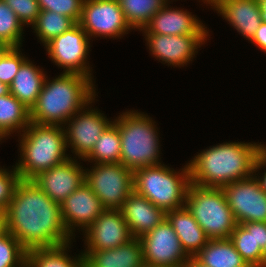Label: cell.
I'll use <instances>...</instances> for the list:
<instances>
[{"label": "cell", "instance_id": "obj_1", "mask_svg": "<svg viewBox=\"0 0 266 267\" xmlns=\"http://www.w3.org/2000/svg\"><path fill=\"white\" fill-rule=\"evenodd\" d=\"M3 215L6 231L26 250L74 241L65 228L60 204L43 192L34 180L19 181Z\"/></svg>", "mask_w": 266, "mask_h": 267}, {"label": "cell", "instance_id": "obj_2", "mask_svg": "<svg viewBox=\"0 0 266 267\" xmlns=\"http://www.w3.org/2000/svg\"><path fill=\"white\" fill-rule=\"evenodd\" d=\"M259 142L228 141L207 147L187 163L190 181L202 187L222 188L253 175L260 158Z\"/></svg>", "mask_w": 266, "mask_h": 267}, {"label": "cell", "instance_id": "obj_3", "mask_svg": "<svg viewBox=\"0 0 266 267\" xmlns=\"http://www.w3.org/2000/svg\"><path fill=\"white\" fill-rule=\"evenodd\" d=\"M95 82L88 76L63 73L46 76L38 99L30 109L31 122L44 125L64 126L96 95Z\"/></svg>", "mask_w": 266, "mask_h": 267}, {"label": "cell", "instance_id": "obj_4", "mask_svg": "<svg viewBox=\"0 0 266 267\" xmlns=\"http://www.w3.org/2000/svg\"><path fill=\"white\" fill-rule=\"evenodd\" d=\"M18 136L20 156L15 168L21 179L33 180L70 158L62 126L31 122Z\"/></svg>", "mask_w": 266, "mask_h": 267}, {"label": "cell", "instance_id": "obj_5", "mask_svg": "<svg viewBox=\"0 0 266 267\" xmlns=\"http://www.w3.org/2000/svg\"><path fill=\"white\" fill-rule=\"evenodd\" d=\"M121 137L119 163L132 171L162 163L157 122L145 112L126 110L115 117Z\"/></svg>", "mask_w": 266, "mask_h": 267}, {"label": "cell", "instance_id": "obj_6", "mask_svg": "<svg viewBox=\"0 0 266 267\" xmlns=\"http://www.w3.org/2000/svg\"><path fill=\"white\" fill-rule=\"evenodd\" d=\"M190 183L188 163L179 171L164 162L133 171L134 191L165 212L185 206Z\"/></svg>", "mask_w": 266, "mask_h": 267}, {"label": "cell", "instance_id": "obj_7", "mask_svg": "<svg viewBox=\"0 0 266 267\" xmlns=\"http://www.w3.org/2000/svg\"><path fill=\"white\" fill-rule=\"evenodd\" d=\"M185 206L209 239L230 238L237 225L221 188L190 183Z\"/></svg>", "mask_w": 266, "mask_h": 267}, {"label": "cell", "instance_id": "obj_8", "mask_svg": "<svg viewBox=\"0 0 266 267\" xmlns=\"http://www.w3.org/2000/svg\"><path fill=\"white\" fill-rule=\"evenodd\" d=\"M84 181L100 199L104 209L119 210L134 191L133 171L121 163L85 167Z\"/></svg>", "mask_w": 266, "mask_h": 267}, {"label": "cell", "instance_id": "obj_9", "mask_svg": "<svg viewBox=\"0 0 266 267\" xmlns=\"http://www.w3.org/2000/svg\"><path fill=\"white\" fill-rule=\"evenodd\" d=\"M91 39L77 23L68 31L53 38L44 48L54 65L63 69V73H75L88 76L94 82L93 67L88 61Z\"/></svg>", "mask_w": 266, "mask_h": 267}, {"label": "cell", "instance_id": "obj_10", "mask_svg": "<svg viewBox=\"0 0 266 267\" xmlns=\"http://www.w3.org/2000/svg\"><path fill=\"white\" fill-rule=\"evenodd\" d=\"M97 96L83 109L75 113L63 126L69 156L83 160L93 149L104 130L114 121L98 110L93 104L98 101ZM93 103V104H92Z\"/></svg>", "mask_w": 266, "mask_h": 267}, {"label": "cell", "instance_id": "obj_11", "mask_svg": "<svg viewBox=\"0 0 266 267\" xmlns=\"http://www.w3.org/2000/svg\"><path fill=\"white\" fill-rule=\"evenodd\" d=\"M78 24L90 39H121L132 32L118 0H84Z\"/></svg>", "mask_w": 266, "mask_h": 267}, {"label": "cell", "instance_id": "obj_12", "mask_svg": "<svg viewBox=\"0 0 266 267\" xmlns=\"http://www.w3.org/2000/svg\"><path fill=\"white\" fill-rule=\"evenodd\" d=\"M149 53L168 67H184L195 59L211 35H160L142 33Z\"/></svg>", "mask_w": 266, "mask_h": 267}, {"label": "cell", "instance_id": "obj_13", "mask_svg": "<svg viewBox=\"0 0 266 267\" xmlns=\"http://www.w3.org/2000/svg\"><path fill=\"white\" fill-rule=\"evenodd\" d=\"M139 239L146 267H181L189 257L166 218Z\"/></svg>", "mask_w": 266, "mask_h": 267}, {"label": "cell", "instance_id": "obj_14", "mask_svg": "<svg viewBox=\"0 0 266 267\" xmlns=\"http://www.w3.org/2000/svg\"><path fill=\"white\" fill-rule=\"evenodd\" d=\"M237 224L266 222V194L252 175L221 188Z\"/></svg>", "mask_w": 266, "mask_h": 267}, {"label": "cell", "instance_id": "obj_15", "mask_svg": "<svg viewBox=\"0 0 266 267\" xmlns=\"http://www.w3.org/2000/svg\"><path fill=\"white\" fill-rule=\"evenodd\" d=\"M84 250L113 249L129 242L133 237L120 210L105 209L82 233Z\"/></svg>", "mask_w": 266, "mask_h": 267}, {"label": "cell", "instance_id": "obj_16", "mask_svg": "<svg viewBox=\"0 0 266 267\" xmlns=\"http://www.w3.org/2000/svg\"><path fill=\"white\" fill-rule=\"evenodd\" d=\"M60 209L65 228L74 240L75 232L83 233L105 210L85 181L60 204Z\"/></svg>", "mask_w": 266, "mask_h": 267}, {"label": "cell", "instance_id": "obj_17", "mask_svg": "<svg viewBox=\"0 0 266 267\" xmlns=\"http://www.w3.org/2000/svg\"><path fill=\"white\" fill-rule=\"evenodd\" d=\"M79 160V161H78ZM82 160L68 158L47 171L41 172L33 180L53 201L61 204L85 180V166Z\"/></svg>", "mask_w": 266, "mask_h": 267}, {"label": "cell", "instance_id": "obj_18", "mask_svg": "<svg viewBox=\"0 0 266 267\" xmlns=\"http://www.w3.org/2000/svg\"><path fill=\"white\" fill-rule=\"evenodd\" d=\"M167 2L157 11L140 33L160 35H210V29L197 15L180 7H172Z\"/></svg>", "mask_w": 266, "mask_h": 267}, {"label": "cell", "instance_id": "obj_19", "mask_svg": "<svg viewBox=\"0 0 266 267\" xmlns=\"http://www.w3.org/2000/svg\"><path fill=\"white\" fill-rule=\"evenodd\" d=\"M133 238H140L166 218V212L133 191L119 209Z\"/></svg>", "mask_w": 266, "mask_h": 267}, {"label": "cell", "instance_id": "obj_20", "mask_svg": "<svg viewBox=\"0 0 266 267\" xmlns=\"http://www.w3.org/2000/svg\"><path fill=\"white\" fill-rule=\"evenodd\" d=\"M212 10L248 41L262 23L257 0H220Z\"/></svg>", "mask_w": 266, "mask_h": 267}, {"label": "cell", "instance_id": "obj_21", "mask_svg": "<svg viewBox=\"0 0 266 267\" xmlns=\"http://www.w3.org/2000/svg\"><path fill=\"white\" fill-rule=\"evenodd\" d=\"M81 253L84 267H146L139 238H132L126 244L113 249Z\"/></svg>", "mask_w": 266, "mask_h": 267}, {"label": "cell", "instance_id": "obj_22", "mask_svg": "<svg viewBox=\"0 0 266 267\" xmlns=\"http://www.w3.org/2000/svg\"><path fill=\"white\" fill-rule=\"evenodd\" d=\"M166 219L188 256H195L209 241L206 233L186 206L166 211Z\"/></svg>", "mask_w": 266, "mask_h": 267}, {"label": "cell", "instance_id": "obj_23", "mask_svg": "<svg viewBox=\"0 0 266 267\" xmlns=\"http://www.w3.org/2000/svg\"><path fill=\"white\" fill-rule=\"evenodd\" d=\"M46 76L42 67L27 59L9 86L10 93L30 110L38 99Z\"/></svg>", "mask_w": 266, "mask_h": 267}, {"label": "cell", "instance_id": "obj_24", "mask_svg": "<svg viewBox=\"0 0 266 267\" xmlns=\"http://www.w3.org/2000/svg\"><path fill=\"white\" fill-rule=\"evenodd\" d=\"M73 242L75 241L53 247L27 250L26 265L28 267H83L81 252L75 256L69 254Z\"/></svg>", "mask_w": 266, "mask_h": 267}, {"label": "cell", "instance_id": "obj_25", "mask_svg": "<svg viewBox=\"0 0 266 267\" xmlns=\"http://www.w3.org/2000/svg\"><path fill=\"white\" fill-rule=\"evenodd\" d=\"M195 257L210 267H249L229 238L209 239Z\"/></svg>", "mask_w": 266, "mask_h": 267}, {"label": "cell", "instance_id": "obj_26", "mask_svg": "<svg viewBox=\"0 0 266 267\" xmlns=\"http://www.w3.org/2000/svg\"><path fill=\"white\" fill-rule=\"evenodd\" d=\"M31 123L30 110L11 93L0 96V131L10 138L21 134Z\"/></svg>", "mask_w": 266, "mask_h": 267}, {"label": "cell", "instance_id": "obj_27", "mask_svg": "<svg viewBox=\"0 0 266 267\" xmlns=\"http://www.w3.org/2000/svg\"><path fill=\"white\" fill-rule=\"evenodd\" d=\"M121 137L118 125L113 121L100 135L91 152L83 161L91 164L119 163Z\"/></svg>", "mask_w": 266, "mask_h": 267}, {"label": "cell", "instance_id": "obj_28", "mask_svg": "<svg viewBox=\"0 0 266 267\" xmlns=\"http://www.w3.org/2000/svg\"><path fill=\"white\" fill-rule=\"evenodd\" d=\"M229 239L249 267H261L264 251L256 245L254 222L237 224Z\"/></svg>", "mask_w": 266, "mask_h": 267}, {"label": "cell", "instance_id": "obj_29", "mask_svg": "<svg viewBox=\"0 0 266 267\" xmlns=\"http://www.w3.org/2000/svg\"><path fill=\"white\" fill-rule=\"evenodd\" d=\"M76 24L72 18L65 15L48 10H40V14L31 29L34 30L33 32L39 40L38 42L45 46L53 38L68 31Z\"/></svg>", "mask_w": 266, "mask_h": 267}, {"label": "cell", "instance_id": "obj_30", "mask_svg": "<svg viewBox=\"0 0 266 267\" xmlns=\"http://www.w3.org/2000/svg\"><path fill=\"white\" fill-rule=\"evenodd\" d=\"M127 23L134 31H140L166 0H118Z\"/></svg>", "mask_w": 266, "mask_h": 267}, {"label": "cell", "instance_id": "obj_31", "mask_svg": "<svg viewBox=\"0 0 266 267\" xmlns=\"http://www.w3.org/2000/svg\"><path fill=\"white\" fill-rule=\"evenodd\" d=\"M24 26L4 0H0V40L9 47H22Z\"/></svg>", "mask_w": 266, "mask_h": 267}, {"label": "cell", "instance_id": "obj_32", "mask_svg": "<svg viewBox=\"0 0 266 267\" xmlns=\"http://www.w3.org/2000/svg\"><path fill=\"white\" fill-rule=\"evenodd\" d=\"M27 250L9 232L0 236V267H24Z\"/></svg>", "mask_w": 266, "mask_h": 267}, {"label": "cell", "instance_id": "obj_33", "mask_svg": "<svg viewBox=\"0 0 266 267\" xmlns=\"http://www.w3.org/2000/svg\"><path fill=\"white\" fill-rule=\"evenodd\" d=\"M27 59L21 47H9L0 57V81L10 86L20 66Z\"/></svg>", "mask_w": 266, "mask_h": 267}, {"label": "cell", "instance_id": "obj_34", "mask_svg": "<svg viewBox=\"0 0 266 267\" xmlns=\"http://www.w3.org/2000/svg\"><path fill=\"white\" fill-rule=\"evenodd\" d=\"M8 169L0 165V214H4L14 196L15 189L21 180L15 166Z\"/></svg>", "mask_w": 266, "mask_h": 267}, {"label": "cell", "instance_id": "obj_35", "mask_svg": "<svg viewBox=\"0 0 266 267\" xmlns=\"http://www.w3.org/2000/svg\"><path fill=\"white\" fill-rule=\"evenodd\" d=\"M40 10H48L79 22L84 0H37Z\"/></svg>", "mask_w": 266, "mask_h": 267}, {"label": "cell", "instance_id": "obj_36", "mask_svg": "<svg viewBox=\"0 0 266 267\" xmlns=\"http://www.w3.org/2000/svg\"><path fill=\"white\" fill-rule=\"evenodd\" d=\"M7 5L15 12L19 21L24 27H31L40 14L39 3L37 0H4Z\"/></svg>", "mask_w": 266, "mask_h": 267}, {"label": "cell", "instance_id": "obj_37", "mask_svg": "<svg viewBox=\"0 0 266 267\" xmlns=\"http://www.w3.org/2000/svg\"><path fill=\"white\" fill-rule=\"evenodd\" d=\"M249 42L258 47L257 49H260L261 52L263 51L266 54V23H261V25L256 30L255 35Z\"/></svg>", "mask_w": 266, "mask_h": 267}, {"label": "cell", "instance_id": "obj_38", "mask_svg": "<svg viewBox=\"0 0 266 267\" xmlns=\"http://www.w3.org/2000/svg\"><path fill=\"white\" fill-rule=\"evenodd\" d=\"M254 239L256 245H260V248L266 250V222H254Z\"/></svg>", "mask_w": 266, "mask_h": 267}, {"label": "cell", "instance_id": "obj_39", "mask_svg": "<svg viewBox=\"0 0 266 267\" xmlns=\"http://www.w3.org/2000/svg\"><path fill=\"white\" fill-rule=\"evenodd\" d=\"M265 168H266V163L261 158H259L255 163L253 175L258 180L261 189L266 194V169ZM262 169L264 170V173L262 172ZM260 171L262 173H260Z\"/></svg>", "mask_w": 266, "mask_h": 267}, {"label": "cell", "instance_id": "obj_40", "mask_svg": "<svg viewBox=\"0 0 266 267\" xmlns=\"http://www.w3.org/2000/svg\"><path fill=\"white\" fill-rule=\"evenodd\" d=\"M181 267H210L203 264L200 260H198L195 256H189Z\"/></svg>", "mask_w": 266, "mask_h": 267}, {"label": "cell", "instance_id": "obj_41", "mask_svg": "<svg viewBox=\"0 0 266 267\" xmlns=\"http://www.w3.org/2000/svg\"><path fill=\"white\" fill-rule=\"evenodd\" d=\"M257 3L260 10L261 20L266 23V0H257Z\"/></svg>", "mask_w": 266, "mask_h": 267}, {"label": "cell", "instance_id": "obj_42", "mask_svg": "<svg viewBox=\"0 0 266 267\" xmlns=\"http://www.w3.org/2000/svg\"><path fill=\"white\" fill-rule=\"evenodd\" d=\"M5 232H6L5 217L3 214H0V236H2Z\"/></svg>", "mask_w": 266, "mask_h": 267}, {"label": "cell", "instance_id": "obj_43", "mask_svg": "<svg viewBox=\"0 0 266 267\" xmlns=\"http://www.w3.org/2000/svg\"><path fill=\"white\" fill-rule=\"evenodd\" d=\"M9 93H10L9 86L0 81V96L7 95Z\"/></svg>", "mask_w": 266, "mask_h": 267}, {"label": "cell", "instance_id": "obj_44", "mask_svg": "<svg viewBox=\"0 0 266 267\" xmlns=\"http://www.w3.org/2000/svg\"><path fill=\"white\" fill-rule=\"evenodd\" d=\"M260 158L266 163V145L260 144Z\"/></svg>", "mask_w": 266, "mask_h": 267}, {"label": "cell", "instance_id": "obj_45", "mask_svg": "<svg viewBox=\"0 0 266 267\" xmlns=\"http://www.w3.org/2000/svg\"><path fill=\"white\" fill-rule=\"evenodd\" d=\"M200 1H202L203 4L205 3L204 6H205V5H207V6L209 5V6H211V7H208V9H209V8L212 9V8H213V7H214L220 0H199V2H200Z\"/></svg>", "mask_w": 266, "mask_h": 267}, {"label": "cell", "instance_id": "obj_46", "mask_svg": "<svg viewBox=\"0 0 266 267\" xmlns=\"http://www.w3.org/2000/svg\"><path fill=\"white\" fill-rule=\"evenodd\" d=\"M9 48L4 42L0 40V57Z\"/></svg>", "mask_w": 266, "mask_h": 267}, {"label": "cell", "instance_id": "obj_47", "mask_svg": "<svg viewBox=\"0 0 266 267\" xmlns=\"http://www.w3.org/2000/svg\"><path fill=\"white\" fill-rule=\"evenodd\" d=\"M7 139L9 138L0 131V144H2V142H4V140H7Z\"/></svg>", "mask_w": 266, "mask_h": 267}, {"label": "cell", "instance_id": "obj_48", "mask_svg": "<svg viewBox=\"0 0 266 267\" xmlns=\"http://www.w3.org/2000/svg\"><path fill=\"white\" fill-rule=\"evenodd\" d=\"M261 267H266V250L264 251Z\"/></svg>", "mask_w": 266, "mask_h": 267}, {"label": "cell", "instance_id": "obj_49", "mask_svg": "<svg viewBox=\"0 0 266 267\" xmlns=\"http://www.w3.org/2000/svg\"><path fill=\"white\" fill-rule=\"evenodd\" d=\"M166 1L171 3V2H173L174 0H166ZM175 1H176V0H175ZM177 1H178V0H177Z\"/></svg>", "mask_w": 266, "mask_h": 267}]
</instances>
